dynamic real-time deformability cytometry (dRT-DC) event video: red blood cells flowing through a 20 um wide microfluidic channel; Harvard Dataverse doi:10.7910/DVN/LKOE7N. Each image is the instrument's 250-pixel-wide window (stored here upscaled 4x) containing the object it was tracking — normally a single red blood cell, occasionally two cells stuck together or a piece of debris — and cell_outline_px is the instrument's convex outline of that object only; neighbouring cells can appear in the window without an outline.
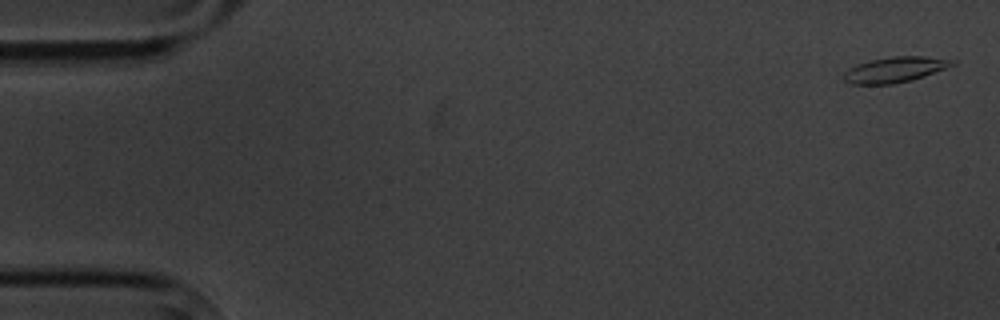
{"species": "common noctule bat (a hibernating species)", "species_latin": "Nyctalus noctula", "temperature_condition": "cold", "stored_images_in_passage": 6, "camera_frame_rate_fps": 3000, "um_per_image_px": 0.085, "animal": {"sex": "male", "body_mass_g": 20.1, "forearm_length_mm": 53.5}, "frame": {"image": 1, "passage_image": 1, "time_ms": 0.0, "image_size_px": [1000, 320], "cell_outline_px": [[956, 64], [924, 76], [912, 80], [892, 84], [852, 84], [844, 80], [844, 72], [848, 68], [856, 64], [872, 60], [892, 56], [924, 56], [956, 60]], "centroid_in_image_um": [76.07, 5.91], "position_along_channel_um": 8.9, "area_um2": 16.07}}
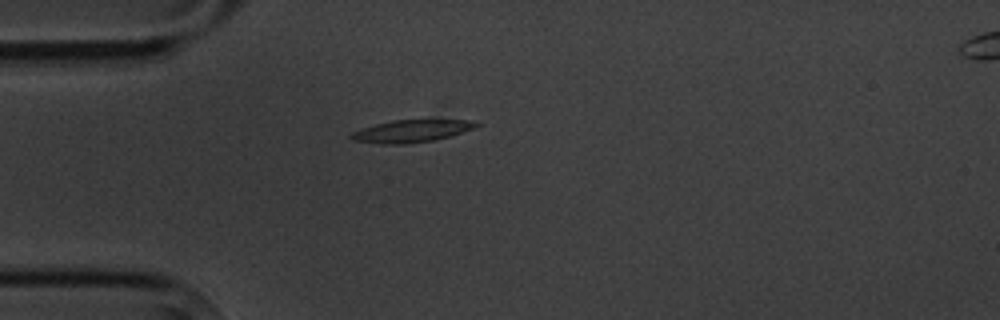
{"frame": {"image": 2, "passage_image": 5, "time_ms": 4.667, "image_size_px": [1000, 320], "cell_outline_px": [[480, 124], [472, 128], [448, 136], [432, 140], [404, 144], [380, 144], [352, 140], [348, 136], [352, 132], [360, 128], [392, 120], [472, 120]], "centroid_in_image_um": [34.87, 11.14], "position_along_channel_um": 50.1, "area_um2": 16.07}}